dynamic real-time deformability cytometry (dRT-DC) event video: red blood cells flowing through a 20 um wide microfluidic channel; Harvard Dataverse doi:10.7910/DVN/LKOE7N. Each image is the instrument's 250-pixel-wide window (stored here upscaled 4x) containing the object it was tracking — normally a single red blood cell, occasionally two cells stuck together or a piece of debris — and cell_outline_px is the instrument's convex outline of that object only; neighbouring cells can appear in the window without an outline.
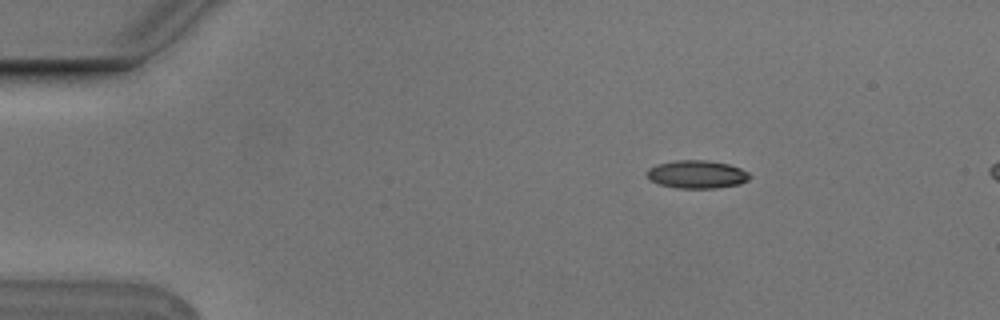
{"species": "Egyptian fruit bat (a non-hibernating species)", "species_latin": "Rousettus aegyptiacus", "temperature_condition": "cold", "stored_images_in_passage": 5, "camera_frame_rate_fps": 3000, "um_per_image_px": 0.085, "animal": {"sex": "male"}, "frame": {"image": 1, "passage_image": 2, "time_ms": 0.333, "image_size_px": [1000, 320], "cell_outline_px": [[752, 176], [748, 180], [740, 184], [716, 188], [676, 188], [660, 184], [652, 180], [648, 176], [648, 168], [656, 164], [676, 160], [704, 160], [728, 164], [740, 168], [748, 172]], "centroid_in_image_um": [59.26, 14.82], "position_along_channel_um": 25.7, "area_um2": 16.7}}